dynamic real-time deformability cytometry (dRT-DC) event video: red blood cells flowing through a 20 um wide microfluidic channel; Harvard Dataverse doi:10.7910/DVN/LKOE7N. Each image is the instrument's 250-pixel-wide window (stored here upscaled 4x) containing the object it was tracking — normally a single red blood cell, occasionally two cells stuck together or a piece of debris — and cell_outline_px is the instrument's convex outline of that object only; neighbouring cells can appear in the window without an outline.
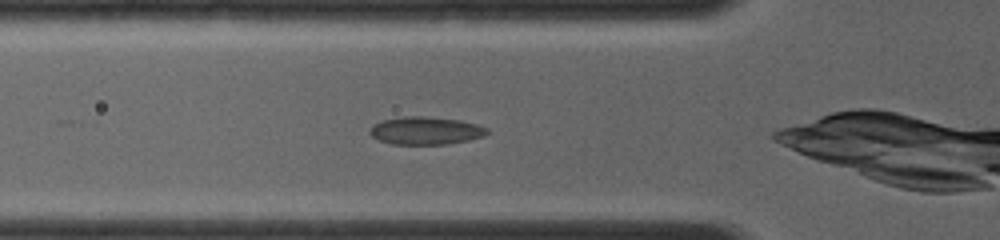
{"species": "common noctule bat (a hibernating species)", "species_latin": "Nyctalus noctula", "temperature_condition": "room temperature", "stored_images_in_passage": 16, "camera_frame_rate_fps": 4000, "um_per_image_px": 0.085, "animal": {"sex": "female", "body_mass_g": 19.0, "forearm_length_mm": 56.7}, "frame": {"image": 1, "passage_image": 2, "time_ms": 0.25, "image_size_px": [1000, 240], "cell_outline_px": [[488, 132], [484, 136], [468, 140], [448, 144], [392, 144], [380, 140], [372, 136], [368, 132], [372, 124], [384, 120], [404, 116], [420, 116], [460, 120], [476, 124], [488, 128]], "centroid_in_image_um": [36.17, 11.11], "position_along_channel_um": 89.6, "area_um2": 18.9}}
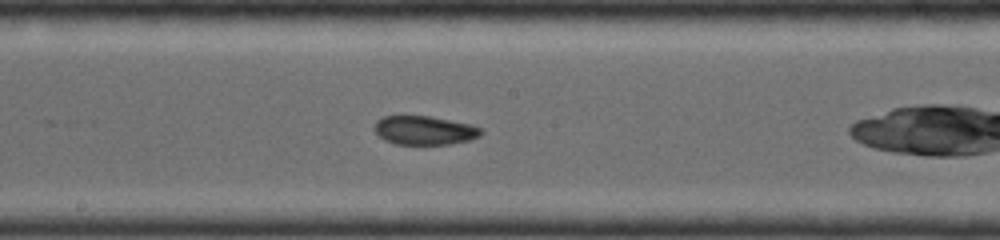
{"frame": {"image": 2, "passage_image": 9, "time_ms": 3.0, "image_size_px": [1000, 240], "cell_outline_px": [[484, 132], [480, 136], [468, 140], [448, 144], [396, 144], [384, 140], [372, 128], [376, 120], [384, 116], [428, 116], [468, 124], [484, 128]], "centroid_in_image_um": [36.06, 11.08], "position_along_channel_um": 212.1, "area_um2": 17.86}}
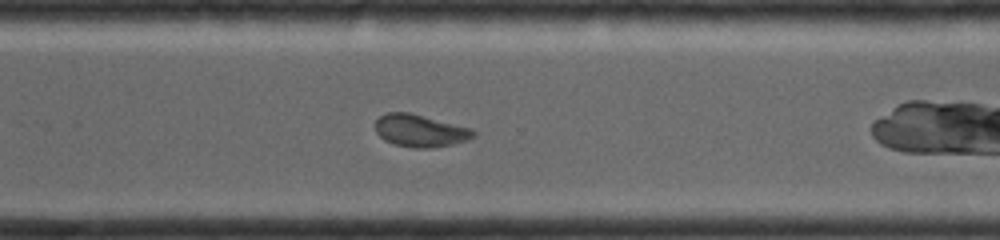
{"frame": {"image": 3, "passage_image": 16, "time_ms": 5.75, "image_size_px": [1000, 240], "cell_outline_px": [[476, 136], [468, 140], [452, 144], [432, 148], [412, 148], [396, 144], [384, 140], [376, 132], [376, 120], [380, 116], [388, 112], [408, 112], [472, 128], [476, 132]], "centroid_in_image_um": [35.74, 11.11], "position_along_channel_um": 334.9, "area_um2": 18.5}}